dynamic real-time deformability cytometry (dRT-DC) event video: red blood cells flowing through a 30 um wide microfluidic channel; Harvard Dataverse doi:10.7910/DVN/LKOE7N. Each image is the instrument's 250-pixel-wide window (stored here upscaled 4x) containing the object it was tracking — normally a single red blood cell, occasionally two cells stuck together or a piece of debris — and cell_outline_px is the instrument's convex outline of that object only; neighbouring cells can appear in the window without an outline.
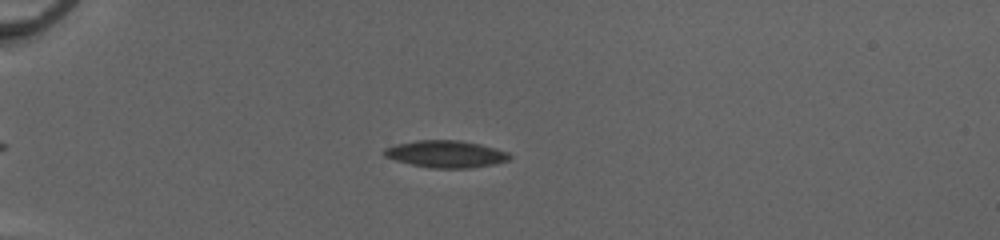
{"species": "common noctule bat (a hibernating species)", "species_latin": "Nyctalus noctula", "temperature_condition": "cold", "stored_images_in_passage": 39, "camera_frame_rate_fps": 3000, "um_per_image_px": 0.085, "animal": {"sex": "female", "body_mass_g": 20.0, "forearm_length_mm": 54.0}, "frame": {"image": 1, "passage_image": 6, "time_ms": 1.667, "image_size_px": [1000, 240], "cell_outline_px": [[512, 156], [508, 160], [492, 164], [468, 168], [432, 168], [412, 164], [396, 160], [384, 156], [384, 148], [396, 144], [416, 140], [460, 140], [480, 144], [496, 148], [508, 152]], "centroid_in_image_um": [37.9, 13.08], "position_along_channel_um": 47.1, "area_um2": 19.65}}
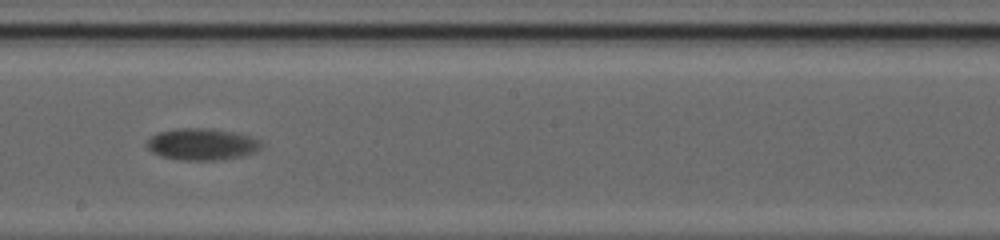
{"frame": {"image": 2, "passage_image": 23, "time_ms": 7.333, "image_size_px": [1000, 240], "cell_outline_px": [[264, 144], [256, 152], [240, 156], [216, 160], [184, 160], [160, 156], [152, 152], [148, 148], [148, 140], [152, 136], [160, 132], [176, 128], [212, 128], [252, 136], [260, 140]], "centroid_in_image_um": [17.2, 12.25], "position_along_channel_um": 231.0, "area_um2": 21.1}}
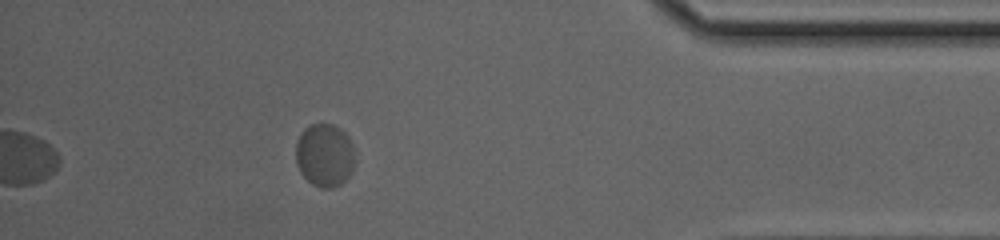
{"frame": {"image": 3, "passage_image": 39, "time_ms": 12.667, "image_size_px": [1000, 240], "cell_outline_px": [[356, 160], [352, 172], [340, 184], [332, 188], [320, 188], [312, 184], [300, 172], [296, 164], [296, 140], [304, 128], [308, 124], [332, 124], [340, 128], [348, 136], [352, 144]], "centroid_in_image_um": [27.6, 13.18], "position_along_channel_um": 407.6, "area_um2": 22.08}, "authors_computed_cell_mechanics": {"area_um2": 20.9236, "velocity_mm_per_s": 3.9362, "shape_relaxation_time_tau1_ms": 2.8694, "shape_relaxation_time_tau2_ms": null, "deformation_change_tau1": 0.0833, "deformation_change_tau2": null}}